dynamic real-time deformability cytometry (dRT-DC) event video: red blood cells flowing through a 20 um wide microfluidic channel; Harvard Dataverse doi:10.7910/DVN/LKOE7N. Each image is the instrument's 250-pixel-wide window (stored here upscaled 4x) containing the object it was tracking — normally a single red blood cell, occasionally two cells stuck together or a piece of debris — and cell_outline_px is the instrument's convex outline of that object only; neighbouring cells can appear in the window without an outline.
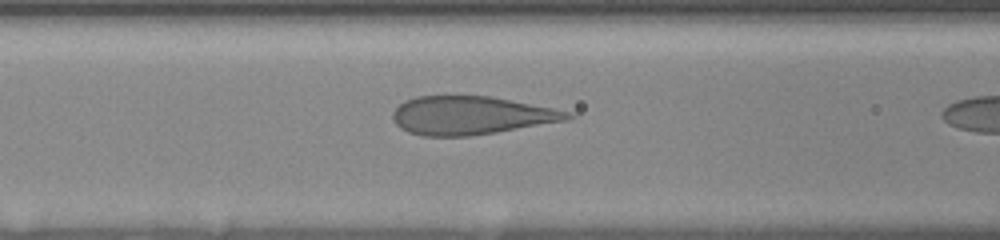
{"species": "human", "species_latin": "Homo sapiens", "temperature_condition": "room temperature", "stored_images_in_passage": 5, "camera_frame_rate_fps": 3000, "um_per_image_px": 0.085, "donor": {"sex": "female"}, "frame": {"image": 1, "passage_image": 3, "time_ms": 0.667, "image_size_px": [1000, 240], "cell_outline_px": [[576, 116], [568, 120], [496, 132], [468, 136], [424, 136], [408, 132], [400, 128], [396, 124], [392, 116], [392, 112], [404, 100], [416, 96], [492, 96], [572, 112]], "centroid_in_image_um": [40.03, 9.81], "position_along_channel_um": 126.6, "area_um2": 39.02}}